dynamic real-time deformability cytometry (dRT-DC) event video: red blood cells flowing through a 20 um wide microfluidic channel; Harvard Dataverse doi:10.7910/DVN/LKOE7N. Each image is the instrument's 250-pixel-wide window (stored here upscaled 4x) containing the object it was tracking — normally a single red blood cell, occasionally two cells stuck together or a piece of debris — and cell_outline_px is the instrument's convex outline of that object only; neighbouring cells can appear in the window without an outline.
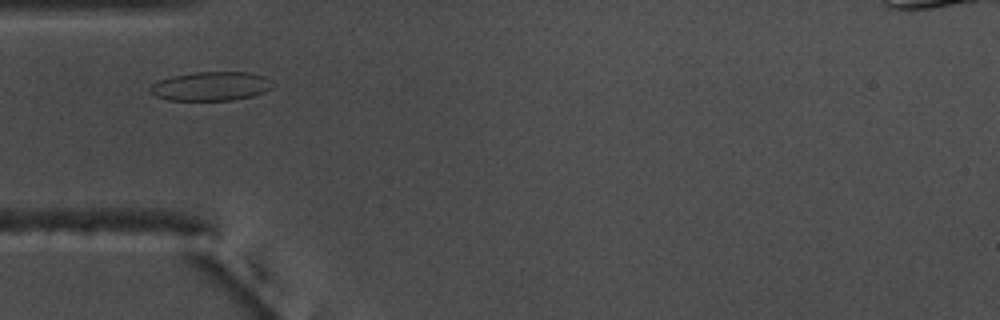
{"species": "common noctule bat (a hibernating species)", "species_latin": "Nyctalus noctula", "temperature_condition": "warm", "stored_images_in_passage": 37, "camera_frame_rate_fps": 3000, "um_per_image_px": 0.085, "animal": {"sex": "male", "body_mass_g": 17.5, "forearm_length_mm": 52.3}, "frame": {"image": 1, "passage_image": 8, "time_ms": 2.333, "image_size_px": [1000, 320], "cell_outline_px": [[276, 84], [272, 88], [264, 92], [252, 96], [236, 100], [168, 100], [156, 96], [148, 88], [152, 84], [160, 80], [172, 76], [196, 72], [248, 72], [264, 76]], "centroid_in_image_um": [17.97, 7.33], "position_along_channel_um": 67.0, "area_um2": 20.75}}
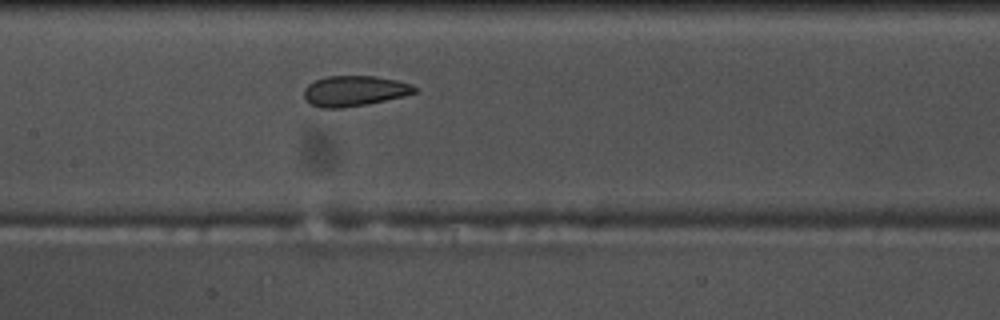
{"frame": {"image": 2, "passage_image": 17, "time_ms": 5.333, "image_size_px": [1000, 320], "cell_outline_px": [[416, 92], [404, 96], [368, 104], [340, 108], [320, 108], [312, 104], [304, 96], [304, 88], [308, 84], [324, 76], [376, 76], [396, 80], [412, 84], [416, 88]], "centroid_in_image_um": [30.13, 7.72], "position_along_channel_um": 177.3, "area_um2": 19.59}}
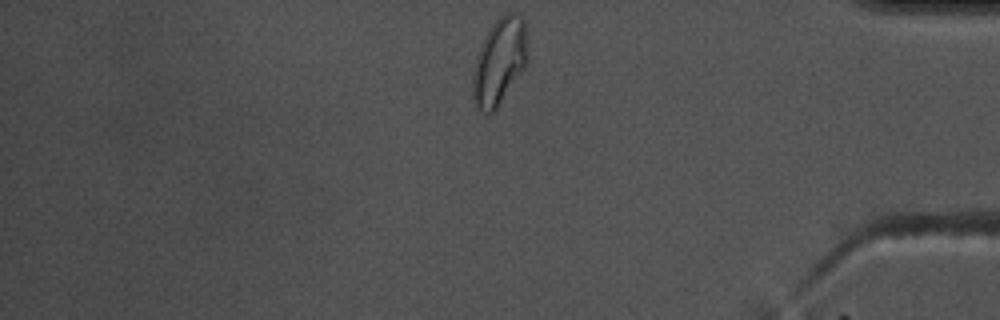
{"frame": {"image": 3, "passage_image": 37, "time_ms": 12.0, "image_size_px": [1000, 320], "cell_outline_px": [[528, 60], [524, 68], [496, 108], [492, 112], [484, 112], [476, 108], [472, 96], [472, 80], [476, 56], [492, 24], [500, 16], [508, 12], [516, 12], [524, 20], [528, 56]], "centroid_in_image_um": [42.45, 5.21], "position_along_channel_um": 392.8, "area_um2": 27.34}, "authors_computed_cell_mechanics": {"area_um2": 20.0566, "velocity_mm_per_s": 3.6767, "shape_relaxation_time_tau1_ms": 5.4682, "shape_relaxation_time_tau2_ms": 1.0785, "deformation_change_tau1": 0.1074, "deformation_change_tau2": 0.0577}}